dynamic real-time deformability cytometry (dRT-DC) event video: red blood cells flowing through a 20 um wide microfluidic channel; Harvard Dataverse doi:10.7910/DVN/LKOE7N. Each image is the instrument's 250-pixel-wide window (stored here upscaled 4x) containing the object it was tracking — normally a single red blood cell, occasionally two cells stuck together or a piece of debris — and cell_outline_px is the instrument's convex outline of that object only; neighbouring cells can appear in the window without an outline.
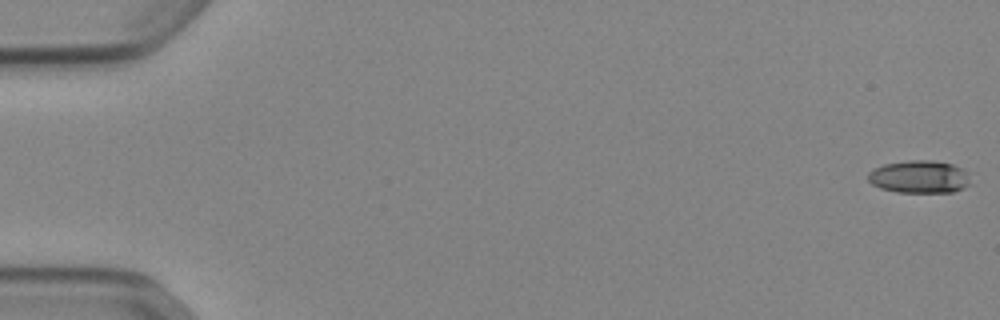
{"species": "Egyptian fruit bat (a non-hibernating species)", "species_latin": "Rousettus aegyptiacus", "temperature_condition": "cold", "stored_images_in_passage": 53, "camera_frame_rate_fps": 3000, "um_per_image_px": 0.085, "animal": {"sex": "female"}, "frame": {"image": 1, "passage_image": 1, "time_ms": 0.0, "image_size_px": [1000, 320], "cell_outline_px": [[972, 184], [964, 188], [952, 192], [896, 192], [880, 188], [872, 184], [868, 180], [868, 172], [884, 164], [908, 160], [932, 160], [952, 164], [960, 168], [964, 172]], "centroid_in_image_um": [78.13, 15.03], "position_along_channel_um": 6.9, "area_um2": 19.42}}
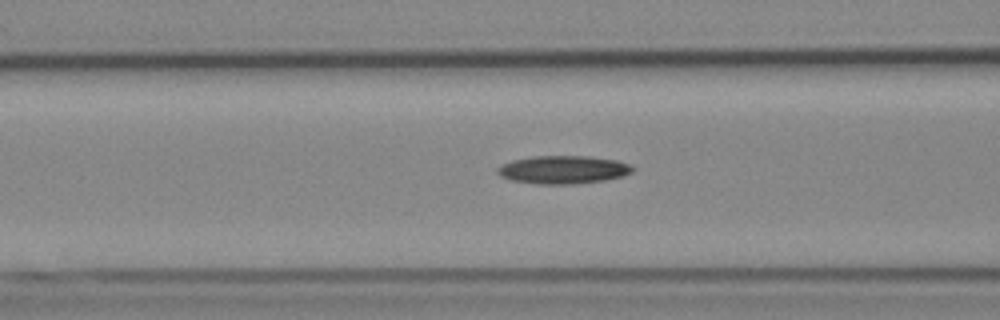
{"frame": {"image": 2, "passage_image": 22, "time_ms": 7.0, "image_size_px": [1000, 320], "cell_outline_px": [[636, 168], [632, 172], [624, 176], [604, 180], [568, 184], [536, 184], [512, 180], [500, 176], [496, 172], [496, 168], [500, 164], [512, 160], [532, 156], [588, 156], [616, 160], [632, 164]], "centroid_in_image_um": [47.86, 14.41], "position_along_channel_um": 118.7, "area_um2": 22.31}}
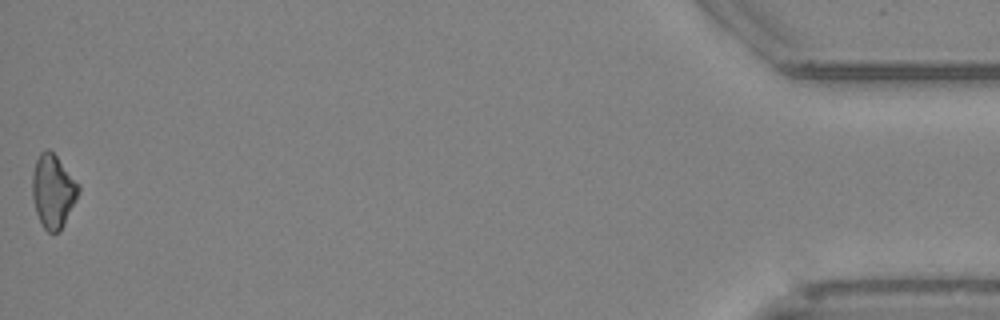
{"frame": {"image": 3, "passage_image": 53, "time_ms": 17.333, "image_size_px": [1000, 320], "cell_outline_px": [[80, 192], [60, 232], [48, 232], [40, 224], [32, 200], [32, 172], [36, 160], [40, 152], [48, 148], [56, 156], [80, 184]], "centroid_in_image_um": [4.5, 16.25], "position_along_channel_um": 430.7, "area_um2": 19.94}, "authors_computed_cell_mechanics": {"area_um2": 20.2878, "velocity_mm_per_s": 3.9162, "shape_relaxation_time_tau1_ms": 7.7834, "shape_relaxation_time_tau2_ms": null, "deformation_change_tau1": 0.1617, "deformation_change_tau2": null}}